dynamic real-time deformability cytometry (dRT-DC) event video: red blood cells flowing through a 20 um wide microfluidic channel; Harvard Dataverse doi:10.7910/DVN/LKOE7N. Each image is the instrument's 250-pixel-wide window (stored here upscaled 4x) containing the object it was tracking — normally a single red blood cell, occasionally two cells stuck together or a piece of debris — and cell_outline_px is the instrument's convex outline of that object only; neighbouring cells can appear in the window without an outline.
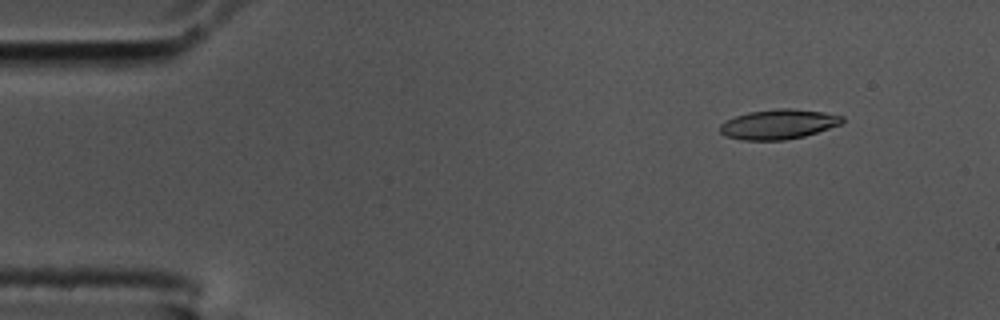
{"species": "common noctule bat (a hibernating species)", "species_latin": "Nyctalus noctula", "temperature_condition": "cold", "stored_images_in_passage": 56, "camera_frame_rate_fps": 3000, "um_per_image_px": 0.085, "animal": {"sex": "male", "body_mass_g": 17.5, "forearm_length_mm": 52.3}, "frame": {"image": 1, "passage_image": 6, "time_ms": 1.667, "image_size_px": [1000, 320], "cell_outline_px": [[844, 120], [840, 124], [804, 136], [784, 140], [740, 140], [728, 136], [720, 132], [720, 124], [736, 116], [748, 112], [776, 108], [792, 108], [824, 112], [844, 116]], "centroid_in_image_um": [66.17, 10.55], "position_along_channel_um": 18.8, "area_um2": 21.1}}
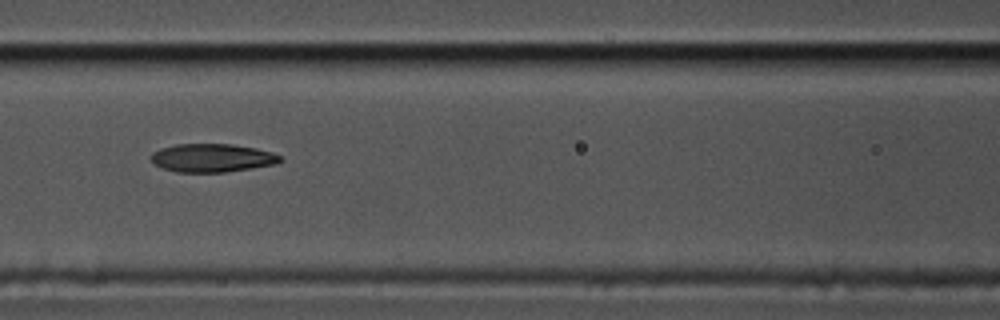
{"frame": {"image": 2, "passage_image": 24, "time_ms": 7.667, "image_size_px": [1000, 320], "cell_outline_px": [[284, 160], [276, 164], [252, 168], [224, 172], [176, 172], [164, 168], [156, 164], [148, 156], [152, 152], [160, 148], [176, 144], [232, 144], [256, 148], [272, 152], [280, 156]], "centroid_in_image_um": [18.04, 13.41], "position_along_channel_um": 148.6, "area_um2": 21.39}}
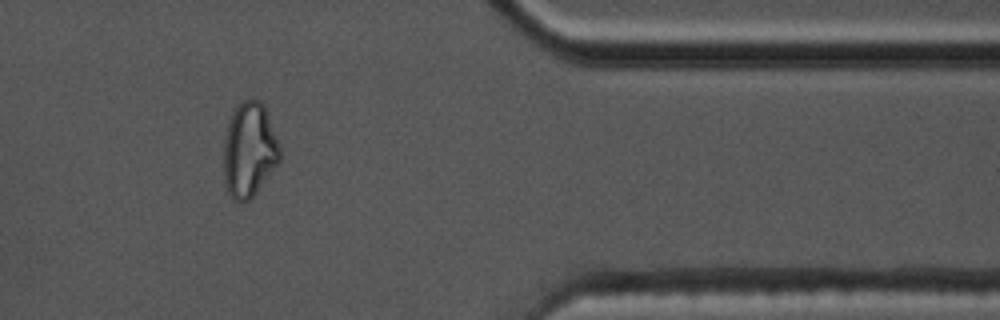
{"frame": {"image": 3, "passage_image": 46, "time_ms": 15.0, "image_size_px": [1000, 320], "cell_outline_px": [[280, 160], [256, 192], [244, 204], [236, 200], [228, 192], [224, 180], [224, 140], [228, 124], [232, 112], [244, 100], [260, 100], [264, 104], [280, 144]], "centroid_in_image_um": [21.19, 12.74], "position_along_channel_um": 390.2, "area_um2": 30.81}, "authors_computed_cell_mechanics": {"area_um2": 21.8484, "velocity_mm_per_s": 3.5999, "shape_relaxation_time_tau1_ms": null, "shape_relaxation_time_tau2_ms": 5.7866, "deformation_change_tau1": null, "deformation_change_tau2": 0.14}}